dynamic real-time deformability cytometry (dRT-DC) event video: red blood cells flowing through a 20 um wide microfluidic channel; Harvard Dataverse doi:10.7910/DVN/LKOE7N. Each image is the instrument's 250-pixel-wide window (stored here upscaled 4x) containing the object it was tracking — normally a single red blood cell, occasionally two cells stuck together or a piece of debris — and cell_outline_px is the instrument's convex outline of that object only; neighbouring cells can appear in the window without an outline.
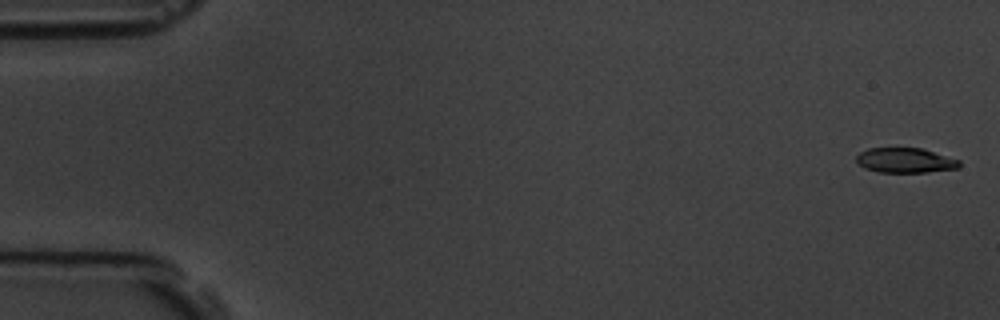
{"species": "common noctule bat (a hibernating species)", "species_latin": "Nyctalus noctula", "temperature_condition": "room temperature", "stored_images_in_passage": 5, "camera_frame_rate_fps": 3000, "um_per_image_px": 0.085, "animal": {"sex": "male", "body_mass_g": 19.5, "forearm_length_mm": 54.6}, "frame": {"image": 1, "passage_image": 1, "time_ms": 0.0, "image_size_px": [1000, 320], "cell_outline_px": [[960, 168], [928, 172], [880, 172], [864, 168], [856, 160], [856, 156], [860, 152], [868, 148], [924, 148], [960, 160]], "centroid_in_image_um": [76.98, 13.62], "position_along_channel_um": 8.0, "area_um2": 15.03}}
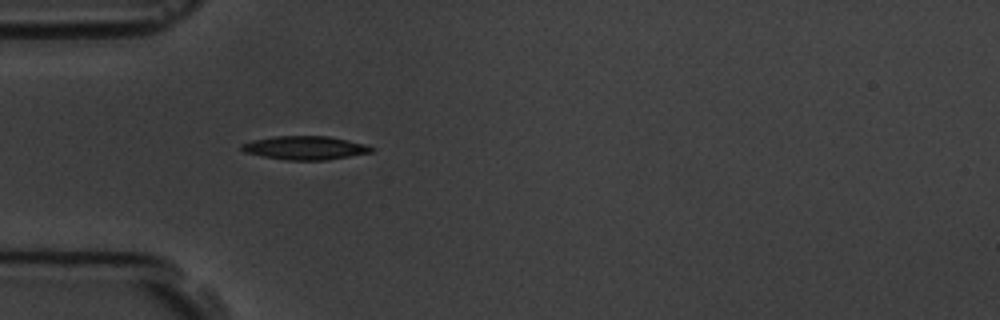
{"frame": {"image": 2, "passage_image": 5, "time_ms": 5.333, "image_size_px": [1000, 320], "cell_outline_px": [[376, 148], [372, 152], [324, 160], [288, 160], [264, 156], [244, 152], [240, 148], [240, 144], [252, 140], [276, 136], [328, 136], [348, 140], [364, 144]], "centroid_in_image_um": [25.92, 12.56], "position_along_channel_um": 59.1, "area_um2": 17.69}}